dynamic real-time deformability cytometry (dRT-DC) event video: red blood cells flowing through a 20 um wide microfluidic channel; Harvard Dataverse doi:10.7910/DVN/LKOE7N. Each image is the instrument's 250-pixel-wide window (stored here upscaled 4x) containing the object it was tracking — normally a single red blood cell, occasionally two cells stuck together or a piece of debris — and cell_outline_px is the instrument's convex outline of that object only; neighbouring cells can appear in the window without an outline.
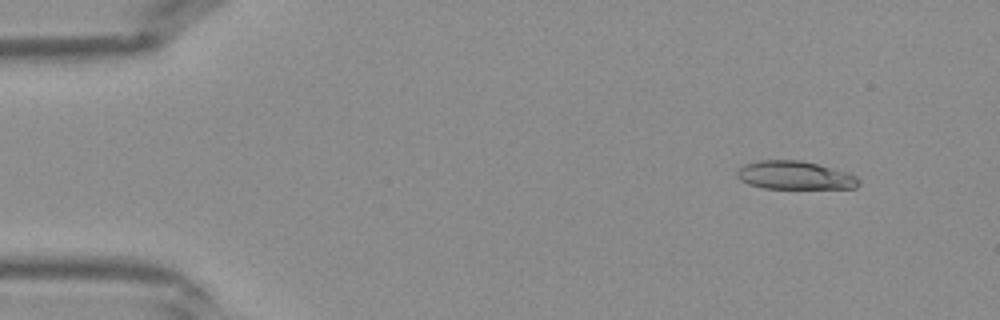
{"species": "Egyptian fruit bat (a non-hibernating species)", "species_latin": "Rousettus aegyptiacus", "temperature_condition": "warm", "stored_images_in_passage": 38, "camera_frame_rate_fps": 3000, "um_per_image_px": 0.085, "frame": {"image": 1, "passage_image": 1, "time_ms": 0.0, "image_size_px": [1000, 320], "cell_outline_px": [[860, 184], [856, 188], [764, 188], [748, 184], [740, 180], [736, 176], [736, 172], [744, 164], [756, 160], [800, 160], [848, 172], [856, 176], [860, 180]], "centroid_in_image_um": [67.55, 14.9], "position_along_channel_um": 17.5, "area_um2": 20.11}}
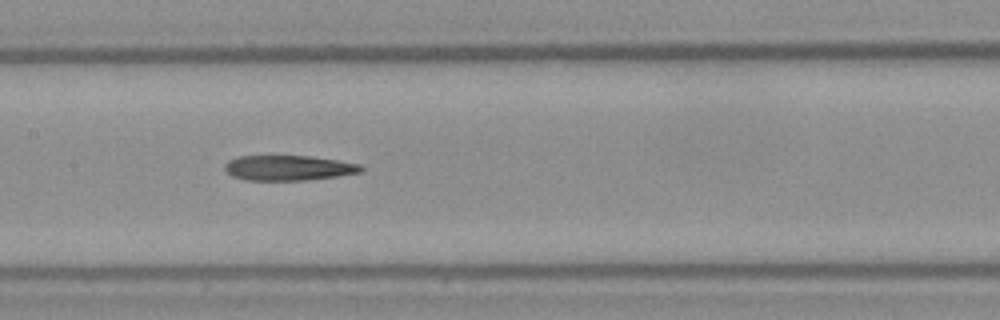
{"frame": {"image": 2, "passage_image": 17, "time_ms": 5.333, "image_size_px": [1000, 320], "cell_outline_px": [[364, 168], [360, 172], [336, 176], [304, 180], [244, 180], [232, 176], [224, 168], [224, 164], [228, 160], [236, 156], [308, 156], [336, 160], [360, 164]], "centroid_in_image_um": [24.47, 14.27], "position_along_channel_um": 182.9, "area_um2": 19.83}}
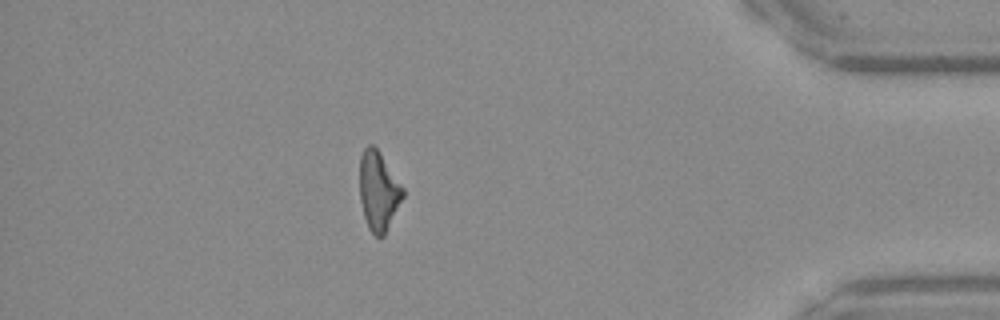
{"frame": {"image": 3, "passage_image": 33, "time_ms": 10.667, "image_size_px": [1000, 320], "cell_outline_px": [[404, 196], [384, 236], [376, 236], [368, 228], [364, 216], [360, 200], [360, 156], [364, 148], [368, 144], [372, 144], [380, 152], [404, 188]], "centroid_in_image_um": [32.17, 16.22], "position_along_channel_um": 403.0, "area_um2": 19.88}}